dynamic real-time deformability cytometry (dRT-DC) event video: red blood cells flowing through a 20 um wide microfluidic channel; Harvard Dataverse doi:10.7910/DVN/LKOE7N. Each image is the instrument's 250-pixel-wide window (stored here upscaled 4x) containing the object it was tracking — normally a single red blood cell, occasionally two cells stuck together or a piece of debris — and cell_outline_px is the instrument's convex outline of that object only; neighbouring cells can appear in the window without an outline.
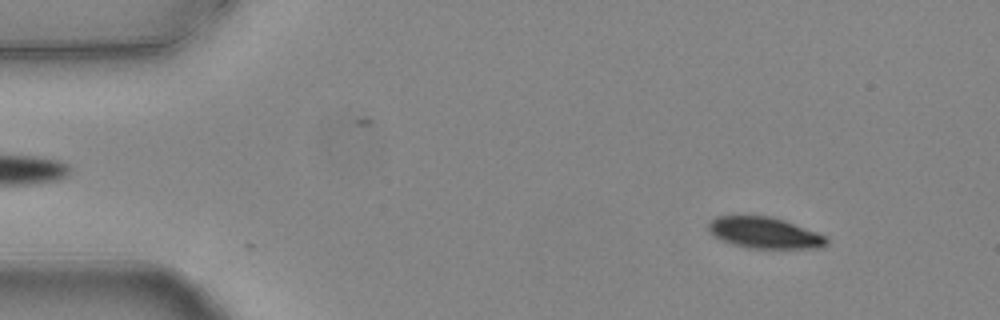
{"species": "common noctule bat (a hibernating species)", "species_latin": "Nyctalus noctula", "temperature_condition": "warm", "stored_images_in_passage": 44, "camera_frame_rate_fps": 3000, "um_per_image_px": 0.085, "animal": {"sex": "female", "body_mass_g": 24.6, "forearm_length_mm": 56.2}, "frame": {"image": 1, "passage_image": 6, "time_ms": 1.667, "image_size_px": [1000, 320], "cell_outline_px": [[828, 244], [820, 248], [748, 248], [732, 244], [716, 236], [708, 228], [708, 224], [716, 216], [772, 216], [784, 220], [816, 232], [824, 236], [828, 240]], "centroid_in_image_um": [65.01, 19.79], "position_along_channel_um": 20.0, "area_um2": 21.15}}
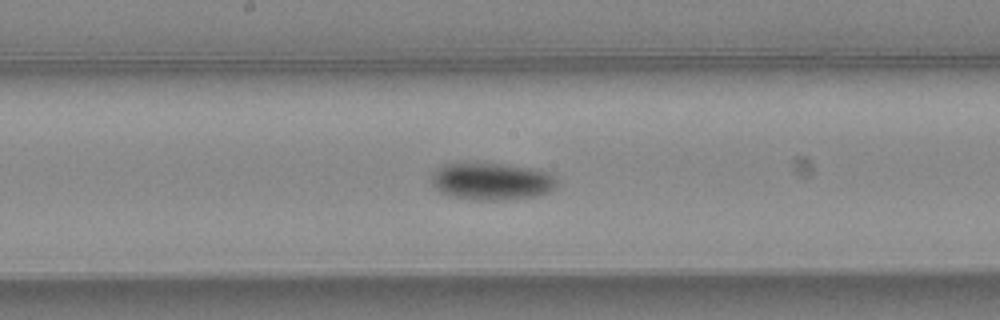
{"frame": {"image": 2, "passage_image": 28, "time_ms": 9.0, "image_size_px": [1000, 320], "cell_outline_px": [[556, 188], [548, 192], [536, 196], [504, 200], [472, 200], [452, 196], [440, 192], [432, 184], [432, 172], [436, 168], [444, 164], [504, 164], [532, 168], [548, 172], [556, 180]], "centroid_in_image_um": [41.79, 15.43], "position_along_channel_um": 206.4, "area_um2": 27.11}}
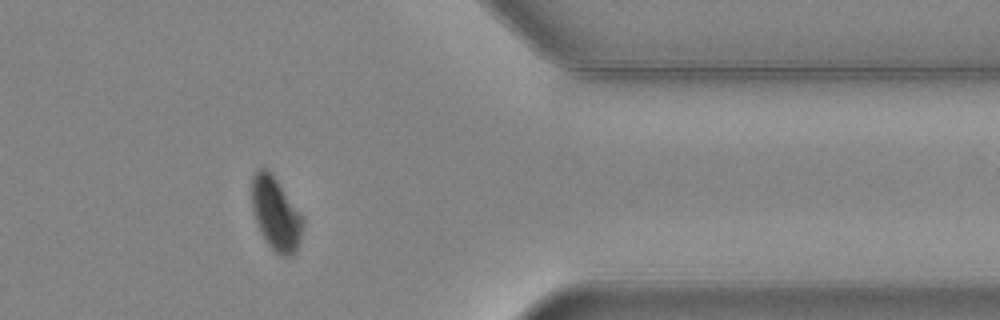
{"frame": {"image": 3, "passage_image": 44, "time_ms": 14.333, "image_size_px": [1000, 320], "cell_outline_px": [[304, 224], [300, 240], [292, 256], [280, 256], [268, 244], [252, 212], [252, 176], [256, 168], [264, 168], [276, 180], [304, 216]], "centroid_in_image_um": [23.46, 18.17], "position_along_channel_um": 387.9, "area_um2": 21.44}, "authors_computed_cell_mechanics": {"area_um2": 24.9118, "velocity_mm_per_s": 3.7774, "shape_relaxation_time_tau1_ms": 2.2076, "shape_relaxation_time_tau2_ms": null, "deformation_change_tau1": 0.104, "deformation_change_tau2": null}}